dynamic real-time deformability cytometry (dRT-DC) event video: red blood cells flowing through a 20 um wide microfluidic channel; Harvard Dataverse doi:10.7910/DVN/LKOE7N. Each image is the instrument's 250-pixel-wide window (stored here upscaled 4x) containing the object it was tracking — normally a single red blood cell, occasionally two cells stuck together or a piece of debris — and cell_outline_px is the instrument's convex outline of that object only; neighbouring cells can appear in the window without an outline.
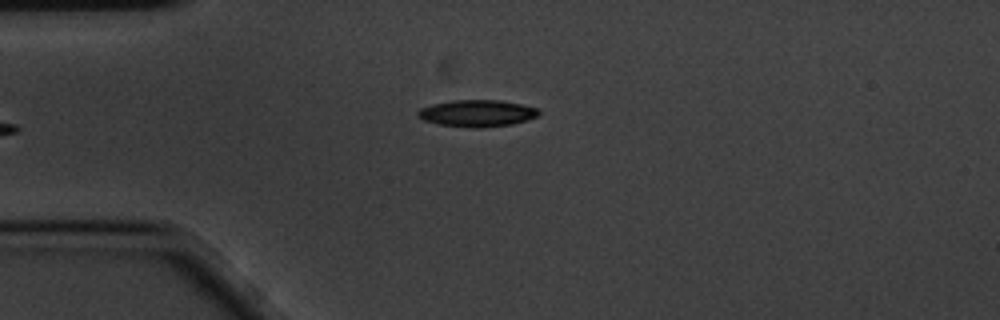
{"species": "common noctule bat (a hibernating species)", "species_latin": "Nyctalus noctula", "temperature_condition": "cold", "stored_images_in_passage": 5, "camera_frame_rate_fps": 3000, "um_per_image_px": 0.085, "animal": {"sex": "male", "body_mass_g": 20.1, "forearm_length_mm": 53.5}, "frame": {"image": 1, "passage_image": 5, "time_ms": 1.333, "image_size_px": [1000, 320], "cell_outline_px": [[540, 112], [536, 116], [512, 124], [476, 128], [440, 124], [424, 120], [416, 116], [416, 112], [420, 108], [432, 104], [452, 100], [500, 100], [520, 104], [536, 108]], "centroid_in_image_um": [40.5, 9.62], "position_along_channel_um": 44.5, "area_um2": 18.61}}